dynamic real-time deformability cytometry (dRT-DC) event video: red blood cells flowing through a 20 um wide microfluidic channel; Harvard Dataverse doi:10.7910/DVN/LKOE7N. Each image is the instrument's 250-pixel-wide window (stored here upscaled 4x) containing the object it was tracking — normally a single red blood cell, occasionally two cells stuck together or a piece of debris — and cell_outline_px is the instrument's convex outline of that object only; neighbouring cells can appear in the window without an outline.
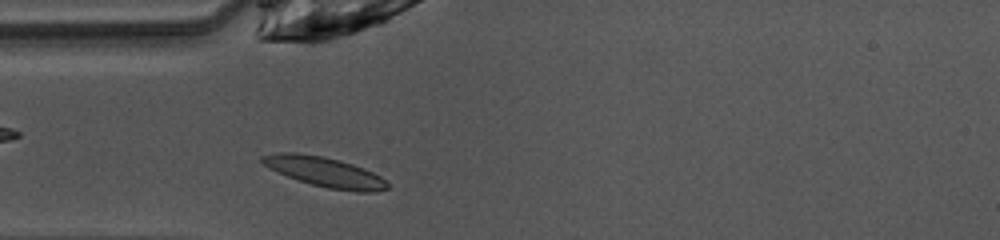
{"species": "common noctule bat (a hibernating species)", "species_latin": "Nyctalus noctula", "temperature_condition": "warm", "stored_images_in_passage": 37, "camera_frame_rate_fps": 3000, "um_per_image_px": 0.085, "animal": {"sex": "female", "body_mass_g": 10.0, "forearm_length_mm": 53.1}, "frame": {"image": 1, "passage_image": 2, "time_ms": 0.333, "image_size_px": [1000, 240], "cell_outline_px": [[388, 188], [376, 192], [356, 192], [328, 188], [312, 184], [288, 176], [268, 168], [260, 160], [260, 156], [280, 152], [296, 152], [324, 156], [340, 160], [364, 168], [380, 176], [388, 184]], "centroid_in_image_um": [27.6, 14.61], "position_along_channel_um": 57.4, "area_um2": 21.73}}
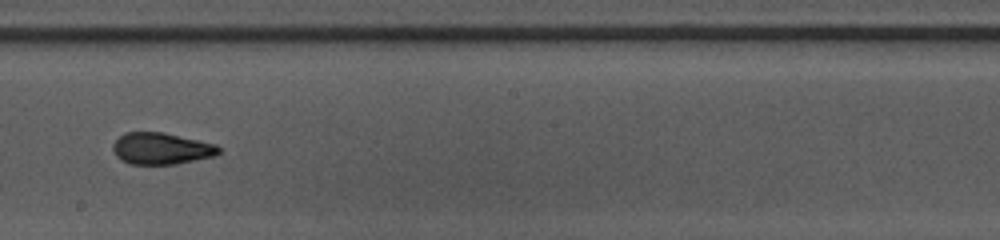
{"frame": {"image": 2, "passage_image": 15, "time_ms": 4.667, "image_size_px": [1000, 240], "cell_outline_px": [[220, 152], [216, 156], [176, 164], [128, 164], [120, 160], [116, 156], [112, 148], [112, 144], [124, 132], [164, 132], [216, 144], [220, 148]], "centroid_in_image_um": [13.7, 12.63], "position_along_channel_um": 234.5, "area_um2": 19.71}}
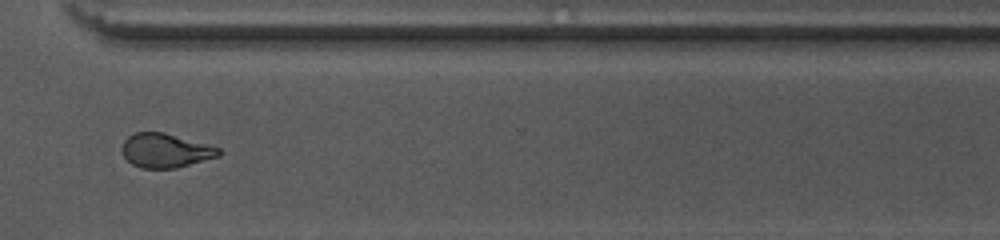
{"frame": {"image": 3, "passage_image": 24, "time_ms": 7.667, "image_size_px": [1000, 240], "cell_outline_px": [[224, 152], [220, 156], [176, 168], [140, 168], [132, 164], [124, 156], [120, 148], [124, 140], [128, 136], [136, 132], [164, 132], [208, 144], [220, 148]], "centroid_in_image_um": [14.08, 12.79], "position_along_channel_um": 356.5, "area_um2": 19.42}, "authors_computed_cell_mechanics": {"area_um2": 19.9988, "velocity_mm_per_s": 4.081, "shape_relaxation_time_tau1_ms": 6.0747, "shape_relaxation_time_tau2_ms": 1.5073, "deformation_change_tau1": 0.1953, "deformation_change_tau2": 0.0874}}